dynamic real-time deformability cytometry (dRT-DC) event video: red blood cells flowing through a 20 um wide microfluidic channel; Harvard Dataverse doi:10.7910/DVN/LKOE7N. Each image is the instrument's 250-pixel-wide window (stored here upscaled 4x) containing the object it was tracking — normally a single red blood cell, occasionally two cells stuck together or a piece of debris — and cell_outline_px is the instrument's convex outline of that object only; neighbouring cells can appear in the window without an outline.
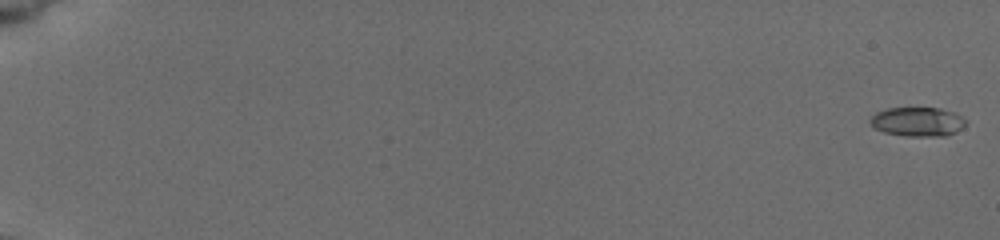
{"species": "common noctule bat (a hibernating species)", "species_latin": "Nyctalus noctula", "temperature_condition": "cold", "stored_images_in_passage": 91, "camera_frame_rate_fps": 3000, "um_per_image_px": 0.085, "animal": {"sex": "female", "body_mass_g": 19.5, "forearm_length_mm": 54.1}, "frame": {"image": 1, "passage_image": 1, "time_ms": 0.0, "image_size_px": [1000, 240], "cell_outline_px": [[964, 124], [956, 132], [948, 136], [904, 136], [884, 132], [876, 128], [868, 120], [876, 112], [888, 108], [940, 108], [952, 112], [960, 116], [964, 120]], "centroid_in_image_um": [77.96, 10.35], "position_along_channel_um": 7.0, "area_um2": 16.07}}
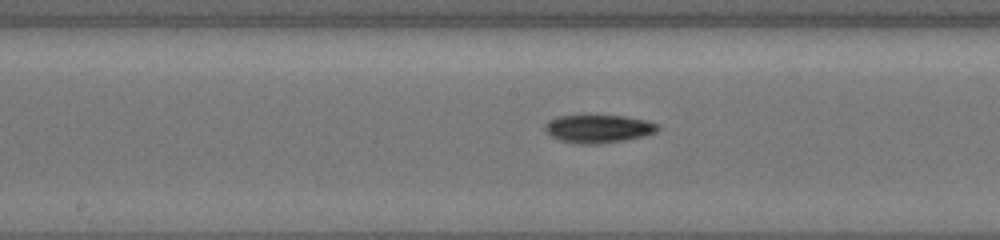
{"frame": {"image": 2, "passage_image": 51, "time_ms": 10.333, "image_size_px": [1000, 240], "cell_outline_px": [[660, 128], [656, 132], [644, 136], [628, 140], [600, 144], [580, 144], [560, 140], [552, 136], [544, 128], [544, 124], [560, 116], [624, 116], [644, 120], [660, 124]], "centroid_in_image_um": [50.93, 10.96], "position_along_channel_um": 197.3, "area_um2": 18.32}}
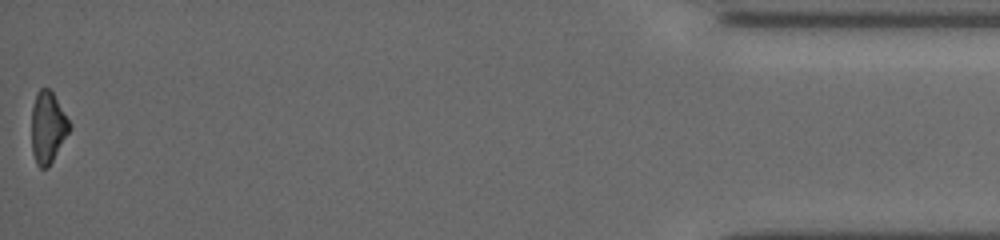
{"frame": {"image": 3, "passage_image": 90, "time_ms": 18.333, "image_size_px": [1000, 240], "cell_outline_px": [[72, 128], [48, 168], [40, 168], [36, 164], [32, 152], [32, 104], [36, 92], [40, 88], [48, 88], [52, 92], [72, 124]], "centroid_in_image_um": [4.07, 10.83], "position_along_channel_um": 431.1, "area_um2": 16.01}, "authors_computed_cell_mechanics": {"area_um2": 16.5308, "velocity_mm_per_s": 3.897, "shape_relaxation_time_tau1_ms": 3.9802, "shape_relaxation_time_tau2_ms": null, "deformation_change_tau1": 0.1301, "deformation_change_tau2": null}}